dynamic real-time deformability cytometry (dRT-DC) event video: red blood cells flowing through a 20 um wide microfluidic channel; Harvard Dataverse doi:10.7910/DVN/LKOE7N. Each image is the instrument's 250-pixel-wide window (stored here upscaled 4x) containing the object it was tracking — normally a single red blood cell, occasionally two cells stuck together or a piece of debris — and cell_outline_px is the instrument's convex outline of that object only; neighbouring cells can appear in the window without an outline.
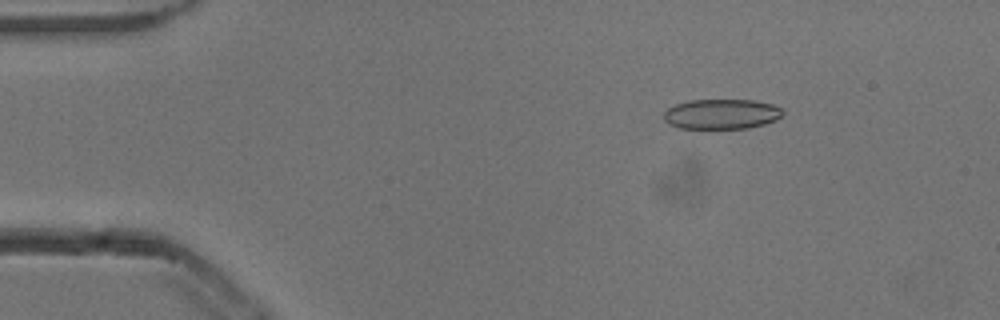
{"species": "common noctule bat (a hibernating species)", "species_latin": "Nyctalus noctula", "temperature_condition": "cold", "stored_images_in_passage": 53, "camera_frame_rate_fps": 3000, "um_per_image_px": 0.085, "animal": {"sex": "male", "body_mass_g": 13.3}, "frame": {"image": 1, "passage_image": 8, "time_ms": 2.333, "image_size_px": [1000, 320], "cell_outline_px": [[784, 112], [776, 120], [764, 124], [748, 128], [676, 128], [668, 124], [664, 120], [664, 112], [668, 108], [676, 104], [688, 100], [756, 100], [772, 104], [780, 108]], "centroid_in_image_um": [61.31, 9.69], "position_along_channel_um": 23.7, "area_um2": 20.87}}
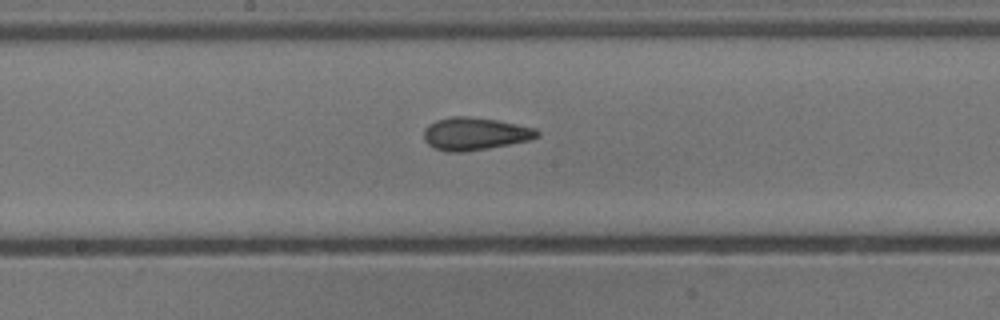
{"frame": {"image": 2, "passage_image": 28, "time_ms": 9.0, "image_size_px": [1000, 320], "cell_outline_px": [[540, 136], [528, 140], [488, 148], [460, 152], [448, 152], [432, 148], [424, 140], [424, 128], [428, 124], [436, 120], [452, 116], [472, 116], [496, 120], [536, 128], [540, 132]], "centroid_in_image_um": [40.33, 11.36], "position_along_channel_um": 207.9, "area_um2": 21.62}}
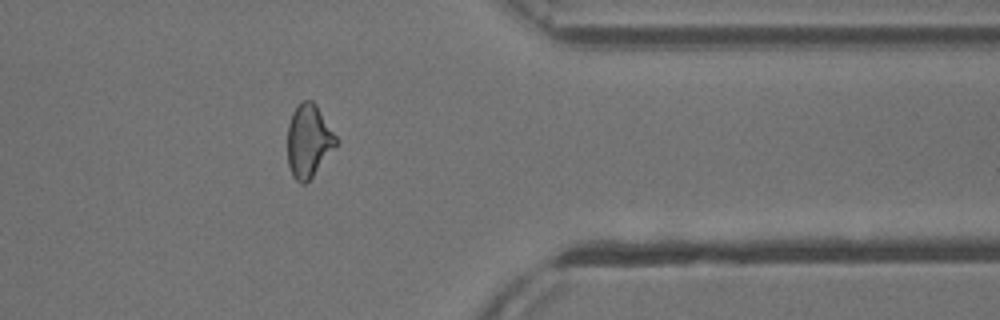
{"frame": {"image": 3, "passage_image": 43, "time_ms": 14.0, "image_size_px": [1000, 320], "cell_outline_px": [[336, 144], [312, 176], [304, 184], [300, 184], [292, 176], [288, 164], [288, 124], [292, 112], [296, 104], [300, 100], [312, 100], [316, 104], [336, 136]], "centroid_in_image_um": [26.19, 11.93], "position_along_channel_um": 385.2, "area_um2": 20.35}, "authors_computed_cell_mechanics": {"area_um2": 21.2126, "velocity_mm_per_s": 3.8532, "shape_relaxation_time_tau1_ms": 7.479, "shape_relaxation_time_tau2_ms": 1.9909, "deformation_change_tau1": 0.1502, "deformation_change_tau2": 0.0972}}